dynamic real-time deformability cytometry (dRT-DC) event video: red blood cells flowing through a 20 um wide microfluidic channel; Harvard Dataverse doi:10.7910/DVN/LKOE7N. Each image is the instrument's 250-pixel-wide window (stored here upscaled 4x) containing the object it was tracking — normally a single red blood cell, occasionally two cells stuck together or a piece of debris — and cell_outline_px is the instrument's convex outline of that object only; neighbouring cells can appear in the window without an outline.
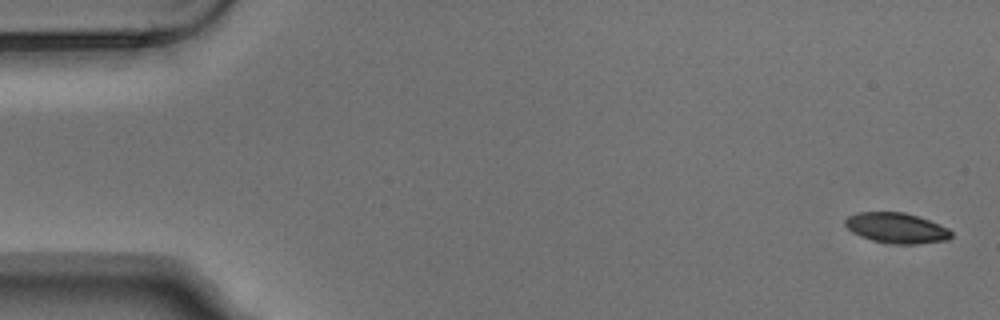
{"species": "Egyptian fruit bat (a non-hibernating species)", "species_latin": "Rousettus aegyptiacus", "temperature_condition": "warm", "stored_images_in_passage": 4, "camera_frame_rate_fps": 3000, "um_per_image_px": 0.085, "animal": {"sex": "male"}, "frame": {"image": 1, "passage_image": 1, "time_ms": 0.0, "image_size_px": [1000, 320], "cell_outline_px": [[952, 236], [948, 240], [916, 244], [896, 244], [872, 240], [860, 236], [852, 232], [844, 224], [844, 220], [848, 216], [856, 212], [904, 212], [928, 220], [948, 228], [952, 232]], "centroid_in_image_um": [76.18, 19.38], "position_along_channel_um": 8.8, "area_um2": 18.73}}
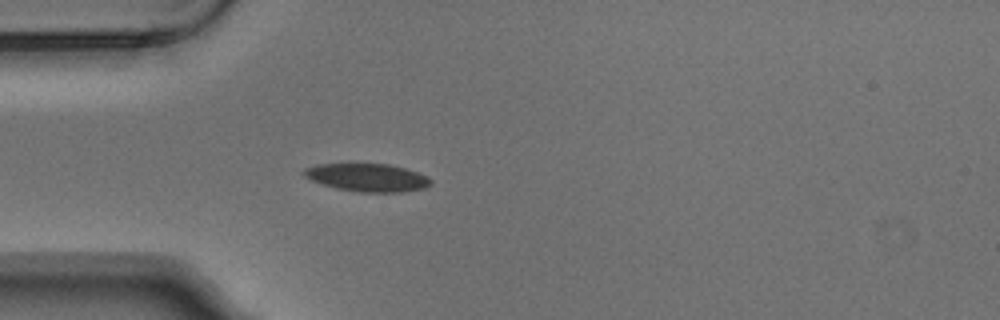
{"frame": {"image": 2, "passage_image": 4, "time_ms": 1.0, "image_size_px": [1000, 320], "cell_outline_px": [[432, 184], [424, 188], [400, 192], [360, 192], [336, 188], [312, 180], [304, 176], [300, 172], [304, 168], [316, 164], [356, 160], [388, 164], [404, 168], [428, 176], [432, 180]], "centroid_in_image_um": [31.16, 15.02], "position_along_channel_um": 53.8, "area_um2": 21.62}}